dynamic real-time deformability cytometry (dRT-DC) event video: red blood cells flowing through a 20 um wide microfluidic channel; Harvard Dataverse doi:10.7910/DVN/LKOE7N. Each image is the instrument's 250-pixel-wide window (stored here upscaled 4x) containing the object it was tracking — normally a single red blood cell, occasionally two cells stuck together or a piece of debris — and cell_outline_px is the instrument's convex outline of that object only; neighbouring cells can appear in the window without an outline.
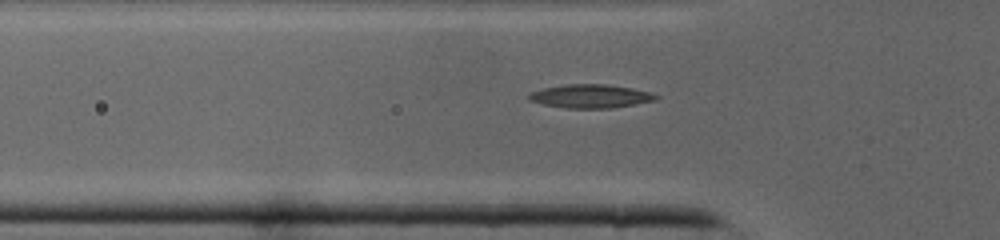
{"species": "common noctule bat (a hibernating species)", "species_latin": "Nyctalus noctula", "temperature_condition": "cold", "stored_images_in_passage": 27, "camera_frame_rate_fps": 3000, "um_per_image_px": 0.085, "animal": {"sex": "male", "body_mass_g": 19.0, "forearm_length_mm": 50.8}, "frame": {"image": 1, "passage_image": 6, "time_ms": 1.667, "image_size_px": [1000, 240], "cell_outline_px": [[660, 96], [656, 100], [612, 108], [568, 108], [544, 104], [528, 100], [528, 96], [532, 92], [544, 88], [568, 84], [604, 84], [632, 88], [648, 92]], "centroid_in_image_um": [50.21, 8.18], "position_along_channel_um": 75.6, "area_um2": 17.17}}
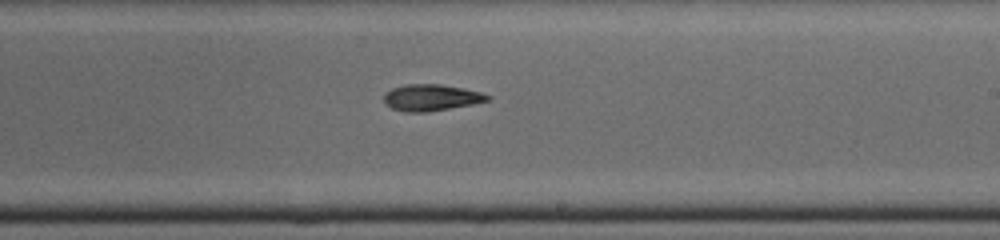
{"frame": {"image": 2, "passage_image": 17, "time_ms": 5.333, "image_size_px": [1000, 240], "cell_outline_px": [[492, 96], [488, 100], [472, 104], [428, 112], [404, 112], [392, 108], [384, 100], [384, 96], [392, 88], [404, 84], [440, 84], [480, 92]], "centroid_in_image_um": [36.64, 8.29], "position_along_channel_um": 252.4, "area_um2": 15.72}}
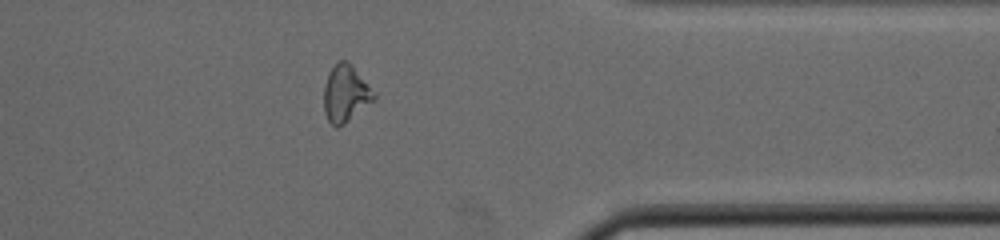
{"frame": {"image": 3, "passage_image": 26, "time_ms": 8.333, "image_size_px": [1000, 240], "cell_outline_px": [[376, 96], [372, 100], [344, 124], [336, 128], [328, 120], [324, 112], [324, 84], [328, 72], [340, 60], [344, 60], [352, 64], [376, 92]], "centroid_in_image_um": [29.36, 7.93], "position_along_channel_um": 382.0, "area_um2": 16.47}}